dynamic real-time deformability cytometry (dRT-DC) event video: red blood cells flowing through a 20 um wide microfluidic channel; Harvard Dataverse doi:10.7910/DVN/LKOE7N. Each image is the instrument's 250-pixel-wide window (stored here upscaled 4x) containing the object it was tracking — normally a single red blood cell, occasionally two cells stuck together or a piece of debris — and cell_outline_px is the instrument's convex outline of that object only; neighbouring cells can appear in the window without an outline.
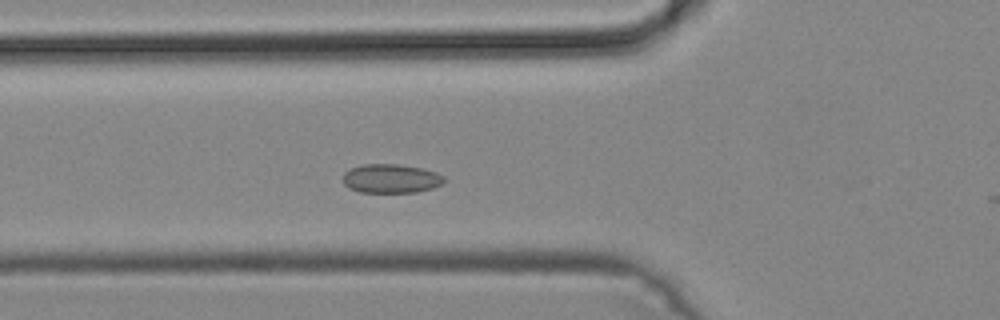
{"species": "common noctule bat (a hibernating species)", "species_latin": "Nyctalus noctula", "temperature_condition": "cold", "stored_images_in_passage": 5, "camera_frame_rate_fps": 3000, "um_per_image_px": 0.085, "animal": {"sex": "male", "body_mass_g": 19.2, "forearm_length_mm": 51.8}, "frame": {"image": 1, "passage_image": 4, "time_ms": 1.0, "image_size_px": [1000, 320], "cell_outline_px": [[444, 180], [440, 184], [432, 188], [416, 192], [360, 192], [348, 188], [344, 184], [344, 172], [352, 168], [364, 164], [400, 164], [424, 168], [436, 172], [444, 176]], "centroid_in_image_um": [33.23, 15.17], "position_along_channel_um": 92.6, "area_um2": 17.05}}